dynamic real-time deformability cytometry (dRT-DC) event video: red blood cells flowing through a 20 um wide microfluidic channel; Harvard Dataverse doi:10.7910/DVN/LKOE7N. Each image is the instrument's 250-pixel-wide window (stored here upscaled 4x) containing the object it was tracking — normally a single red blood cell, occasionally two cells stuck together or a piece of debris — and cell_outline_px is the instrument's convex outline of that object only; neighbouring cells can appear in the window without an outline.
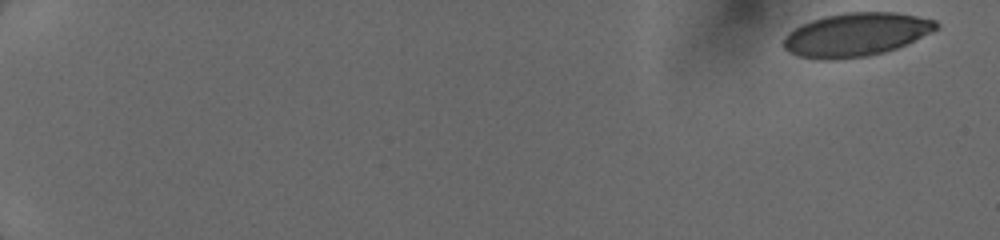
{"species": "human", "species_latin": "Homo sapiens", "temperature_condition": "cold", "stored_images_in_passage": 13, "camera_frame_rate_fps": 3000, "um_per_image_px": 0.085, "donor": {"sex": "female"}, "frame": {"image": 1, "passage_image": 1, "time_ms": 0.0, "image_size_px": [1000, 240], "cell_outline_px": [[940, 28], [908, 44], [884, 52], [868, 56], [836, 60], [824, 60], [800, 56], [784, 48], [784, 36], [788, 32], [800, 24], [824, 16], [844, 12], [896, 12], [936, 20], [940, 24]], "centroid_in_image_um": [72.79, 2.93], "position_along_channel_um": 12.2, "area_um2": 38.9}}
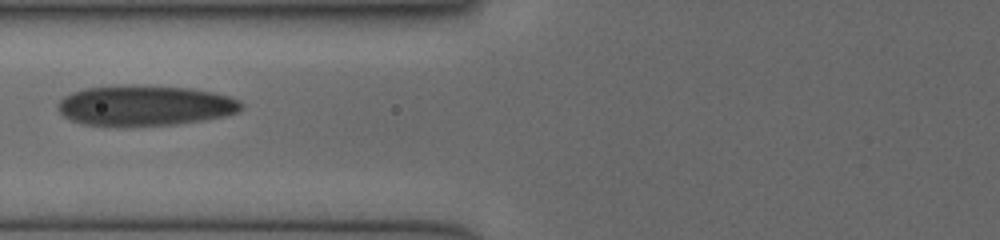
{"frame": {"image": 2, "passage_image": 11, "time_ms": 7.333, "image_size_px": [1000, 240], "cell_outline_px": [[244, 108], [240, 112], [228, 116], [204, 120], [176, 124], [124, 128], [116, 128], [84, 124], [72, 120], [64, 116], [56, 108], [56, 104], [64, 96], [72, 92], [84, 88], [124, 84], [132, 84], [192, 88], [232, 96], [240, 100], [244, 104]], "centroid_in_image_um": [12.34, 8.99], "position_along_channel_um": 113.5, "area_um2": 44.74}}
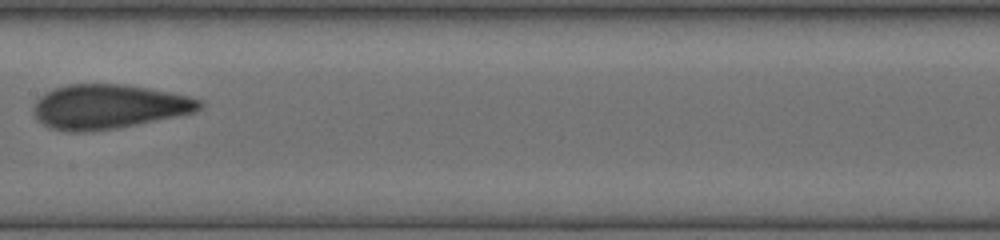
{"frame": {"image": 3, "passage_image": 13, "time_ms": 9.333, "image_size_px": [1000, 240], "cell_outline_px": [[204, 104], [196, 112], [116, 128], [80, 132], [68, 132], [52, 128], [44, 124], [36, 116], [36, 100], [44, 92], [68, 84], [120, 84], [148, 88], [188, 96], [204, 100]], "centroid_in_image_um": [9.27, 9.05], "position_along_channel_um": 198.1, "area_um2": 42.43}}